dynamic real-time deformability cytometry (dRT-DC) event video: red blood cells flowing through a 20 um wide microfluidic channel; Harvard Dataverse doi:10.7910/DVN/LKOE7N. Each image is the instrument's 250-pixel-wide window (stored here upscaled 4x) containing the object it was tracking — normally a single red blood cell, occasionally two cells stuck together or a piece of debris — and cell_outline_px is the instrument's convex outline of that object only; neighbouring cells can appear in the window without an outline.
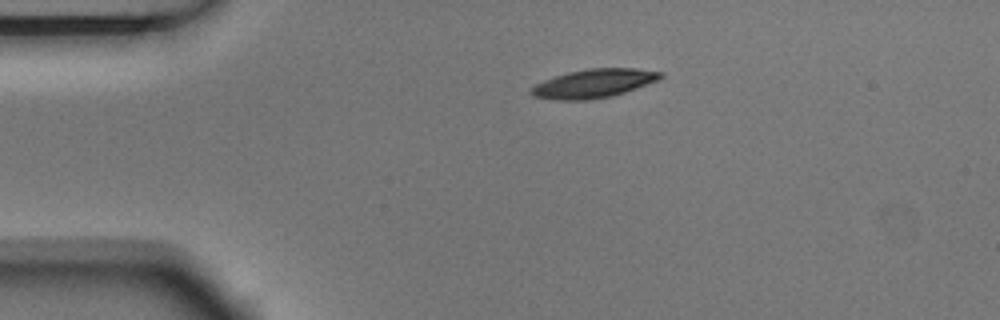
{"species": "Egyptian fruit bat (a non-hibernating species)", "species_latin": "Rousettus aegyptiacus", "temperature_condition": "room temperature", "stored_images_in_passage": 3, "segment_of_instrument_passage": [1, 2], "camera_frame_rate_fps": 3000, "um_per_image_px": 0.085, "animal": {"sex": "male"}, "frame": {"image": 1, "passage_image": 1, "time_ms": 0.0, "image_size_px": [1000, 320], "cell_outline_px": [[664, 76], [660, 80], [612, 96], [588, 100], [556, 100], [532, 96], [528, 92], [536, 84], [544, 80], [568, 72], [588, 68], [636, 68], [664, 72]], "centroid_in_image_um": [50.5, 7.09], "position_along_channel_um": 34.5, "area_um2": 21.73}}